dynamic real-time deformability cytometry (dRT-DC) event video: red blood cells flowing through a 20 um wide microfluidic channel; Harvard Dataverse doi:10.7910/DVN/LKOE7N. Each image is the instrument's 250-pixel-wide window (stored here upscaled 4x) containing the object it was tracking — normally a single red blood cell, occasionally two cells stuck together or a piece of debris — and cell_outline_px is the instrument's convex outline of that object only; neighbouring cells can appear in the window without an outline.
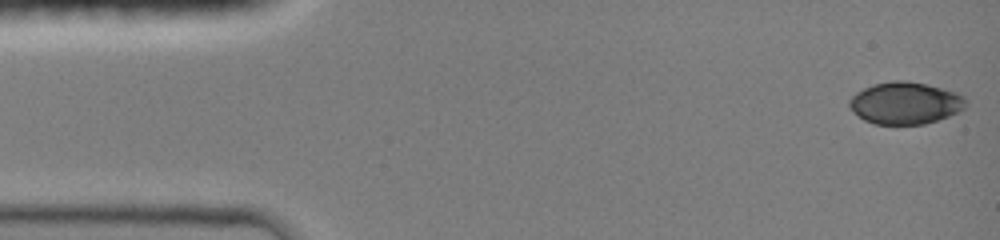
{"species": "common noctule bat (a hibernating species)", "species_latin": "Nyctalus noctula", "temperature_condition": "room temperature", "stored_images_in_passage": 60, "camera_frame_rate_fps": 3000, "um_per_image_px": 0.085, "animal": {"sex": "female", "body_mass_g": 19.0, "forearm_length_mm": 51.5}, "frame": {"image": 1, "passage_image": 1, "time_ms": 0.0, "image_size_px": [1000, 240], "cell_outline_px": [[968, 104], [964, 108], [948, 116], [924, 124], [876, 124], [864, 120], [848, 104], [848, 100], [856, 92], [864, 88], [876, 84], [892, 80], [904, 80], [924, 84], [956, 92], [964, 96], [968, 100]], "centroid_in_image_um": [76.96, 8.75], "position_along_channel_um": 8.0, "area_um2": 28.26}}
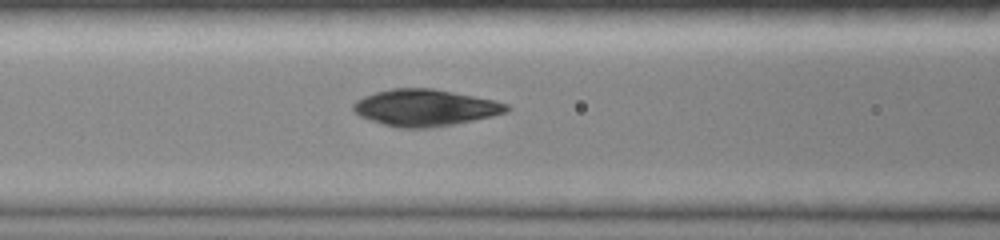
{"frame": {"image": 2, "passage_image": 33, "time_ms": 5.667, "image_size_px": [1000, 240], "cell_outline_px": [[512, 108], [508, 112], [492, 116], [452, 124], [428, 128], [400, 128], [384, 124], [360, 116], [352, 108], [352, 104], [356, 100], [364, 96], [376, 92], [392, 88], [432, 88], [496, 100], [508, 104]], "centroid_in_image_um": [36.16, 9.14], "position_along_channel_um": 130.4, "area_um2": 32.66}}
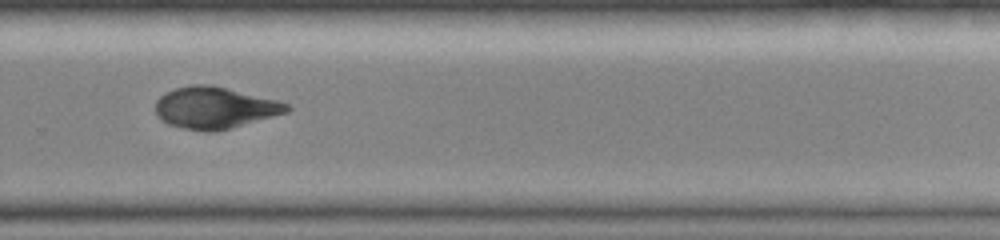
{"frame": {"image": 3, "passage_image": 59, "time_ms": 10.0, "image_size_px": [1000, 240], "cell_outline_px": [[292, 108], [288, 112], [232, 128], [216, 132], [204, 132], [184, 128], [168, 124], [160, 120], [156, 116], [156, 100], [164, 92], [176, 88], [192, 84], [212, 84], [276, 100], [288, 104]], "centroid_in_image_um": [18.23, 9.16], "position_along_channel_um": 311.6, "area_um2": 32.14}}